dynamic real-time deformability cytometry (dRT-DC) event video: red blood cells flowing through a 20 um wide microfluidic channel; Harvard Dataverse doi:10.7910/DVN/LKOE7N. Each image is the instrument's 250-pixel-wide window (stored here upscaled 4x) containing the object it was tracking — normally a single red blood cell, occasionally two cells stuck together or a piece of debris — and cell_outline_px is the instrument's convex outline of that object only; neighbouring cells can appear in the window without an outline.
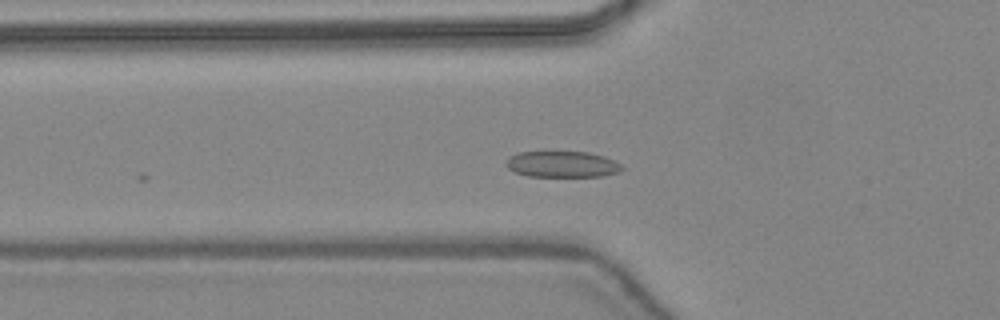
{"species": "common noctule bat (a hibernating species)", "species_latin": "Nyctalus noctula", "temperature_condition": "warm", "stored_images_in_passage": 8, "camera_frame_rate_fps": 3000, "um_per_image_px": 0.085, "animal": {"sex": "female", "body_mass_g": 24.6, "forearm_length_mm": 56.2}, "frame": {"image": 1, "passage_image": 4, "time_ms": 1.0, "image_size_px": [1000, 320], "cell_outline_px": [[624, 168], [620, 172], [604, 176], [528, 176], [516, 172], [508, 168], [504, 164], [512, 156], [520, 152], [588, 152], [604, 156], [620, 164]], "centroid_in_image_um": [47.82, 13.97], "position_along_channel_um": 78.0, "area_um2": 17.46}}
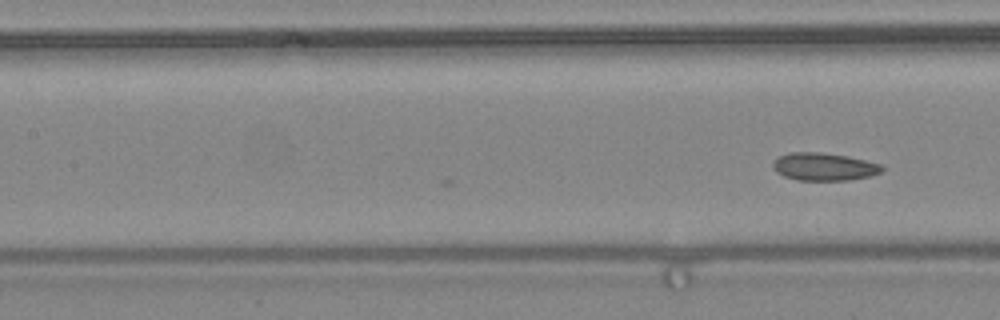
{"frame": {"image": 2, "passage_image": 8, "time_ms": 2.333, "image_size_px": [1000, 320], "cell_outline_px": [[884, 168], [880, 172], [868, 176], [848, 180], [796, 180], [784, 176], [776, 172], [772, 168], [772, 164], [780, 156], [788, 152], [820, 152], [848, 156], [880, 164]], "centroid_in_image_um": [70.0, 14.16], "position_along_channel_um": 137.4, "area_um2": 17.51}}